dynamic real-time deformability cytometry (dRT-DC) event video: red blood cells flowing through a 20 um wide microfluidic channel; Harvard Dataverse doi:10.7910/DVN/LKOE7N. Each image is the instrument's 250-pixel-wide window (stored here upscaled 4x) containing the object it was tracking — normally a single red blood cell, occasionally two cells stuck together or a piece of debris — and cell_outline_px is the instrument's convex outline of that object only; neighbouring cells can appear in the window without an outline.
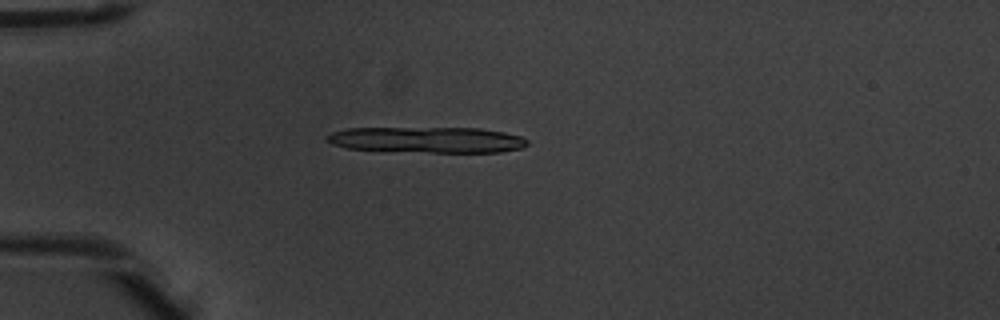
{"species": "common noctule bat (a hibernating species)", "species_latin": "Nyctalus noctula", "temperature_condition": "warm", "stored_images_in_passage": 2, "camera_frame_rate_fps": 3000, "um_per_image_px": 0.085, "animal": {"sex": "male", "body_mass_g": 20.1, "forearm_length_mm": 53.5}, "frame": {"image": 1, "passage_image": 2, "time_ms": 0.333, "image_size_px": [1000, 320], "cell_outline_px": [[528, 144], [520, 148], [500, 152], [432, 152], [348, 148], [332, 144], [324, 140], [324, 136], [332, 132], [348, 128], [480, 128], [504, 132], [520, 136], [528, 140]], "centroid_in_image_um": [36.3, 11.87], "position_along_channel_um": 48.7, "area_um2": 30.06}}